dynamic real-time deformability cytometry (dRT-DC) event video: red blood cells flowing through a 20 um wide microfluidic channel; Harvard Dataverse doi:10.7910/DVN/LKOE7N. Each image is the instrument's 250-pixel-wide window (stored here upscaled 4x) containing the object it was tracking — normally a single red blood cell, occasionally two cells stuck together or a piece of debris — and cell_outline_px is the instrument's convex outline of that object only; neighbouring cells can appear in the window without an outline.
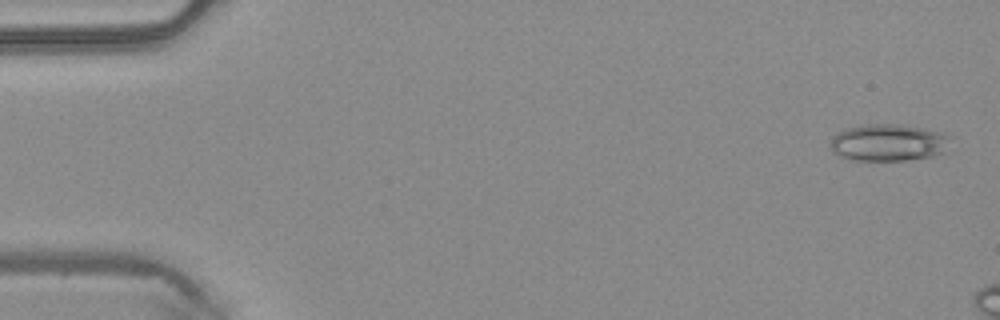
{"species": "common noctule bat (a hibernating species)", "species_latin": "Nyctalus noctula", "temperature_condition": "warm", "stored_images_in_passage": 4, "camera_frame_rate_fps": 3000, "um_per_image_px": 0.085, "animal": {"sex": "male", "body_mass_g": 20.4}, "frame": {"image": 1, "passage_image": 1, "time_ms": 0.0, "image_size_px": [1000, 320], "cell_outline_px": [[948, 136], [944, 152], [932, 156], [904, 160], [852, 160], [840, 156], [832, 152], [828, 148], [828, 144], [832, 136], [836, 132], [860, 124], [900, 124], [940, 132]], "centroid_in_image_um": [75.38, 12.11], "position_along_channel_um": 9.6, "area_um2": 25.84}}